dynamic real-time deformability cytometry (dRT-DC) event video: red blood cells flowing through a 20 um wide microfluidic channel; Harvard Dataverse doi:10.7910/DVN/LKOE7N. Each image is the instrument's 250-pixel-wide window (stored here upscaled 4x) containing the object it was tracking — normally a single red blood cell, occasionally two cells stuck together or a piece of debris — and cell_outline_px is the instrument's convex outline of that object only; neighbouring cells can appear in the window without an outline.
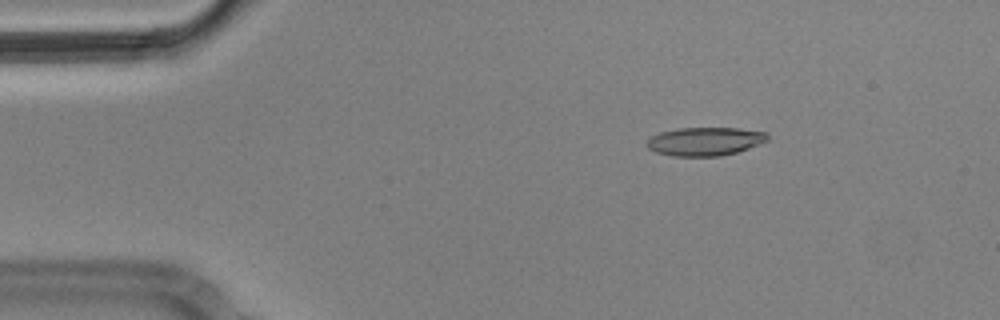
{"species": "Egyptian fruit bat (a non-hibernating species)", "species_latin": "Rousettus aegyptiacus", "temperature_condition": "cold", "stored_images_in_passage": 5, "camera_frame_rate_fps": 3000, "um_per_image_px": 0.085, "animal": {"sex": "male"}, "frame": {"image": 1, "passage_image": 3, "time_ms": 0.667, "image_size_px": [1000, 320], "cell_outline_px": [[768, 140], [760, 144], [736, 152], [720, 156], [672, 156], [656, 152], [648, 148], [648, 140], [652, 136], [660, 132], [680, 128], [740, 128], [768, 132]], "centroid_in_image_um": [59.96, 12.01], "position_along_channel_um": 25.0, "area_um2": 19.94}}